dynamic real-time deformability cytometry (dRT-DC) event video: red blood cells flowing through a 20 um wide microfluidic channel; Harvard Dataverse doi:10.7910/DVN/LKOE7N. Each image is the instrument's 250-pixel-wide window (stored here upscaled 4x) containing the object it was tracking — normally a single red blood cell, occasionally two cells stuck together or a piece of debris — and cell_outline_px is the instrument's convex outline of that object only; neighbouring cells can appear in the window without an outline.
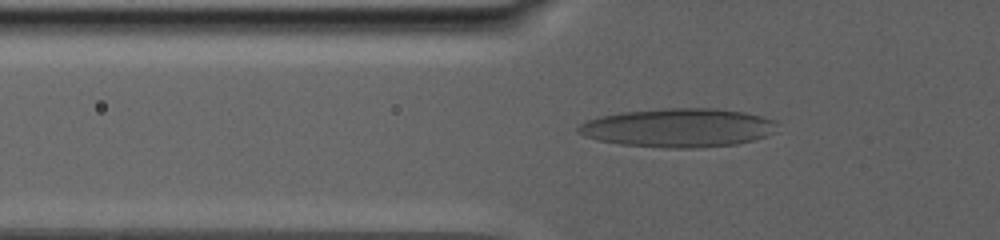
{"species": "human", "species_latin": "Homo sapiens", "temperature_condition": "warm", "stored_images_in_passage": 40, "camera_frame_rate_fps": 3000, "um_per_image_px": 0.085, "donor": {"sex": "male"}, "frame": {"image": 1, "passage_image": 19, "time_ms": 10.333, "image_size_px": [1000, 240], "cell_outline_px": [[780, 124], [776, 132], [752, 140], [736, 144], [696, 148], [668, 148], [620, 144], [600, 140], [584, 136], [576, 132], [576, 128], [584, 120], [600, 116], [620, 112], [660, 108], [712, 108], [744, 112], [764, 116], [776, 120]], "centroid_in_image_um": [57.67, 10.85], "position_along_channel_um": 68.1, "area_um2": 45.37}}
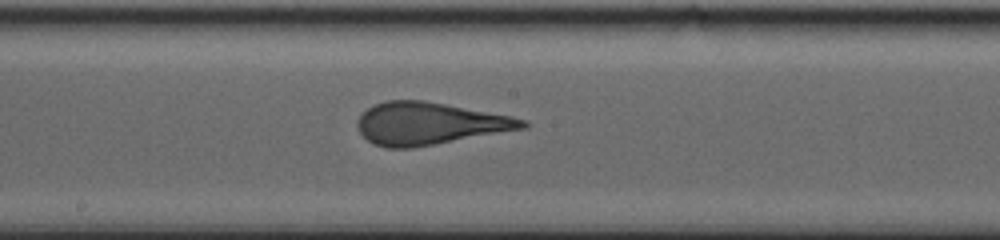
{"frame": {"image": 2, "passage_image": 28, "time_ms": 16.333, "image_size_px": [1000, 240], "cell_outline_px": [[528, 128], [412, 148], [388, 148], [372, 144], [360, 132], [356, 124], [356, 120], [368, 108], [376, 104], [388, 100], [424, 100], [512, 116], [528, 120]], "centroid_in_image_um": [36.52, 10.5], "position_along_channel_um": 211.7, "area_um2": 40.69}}
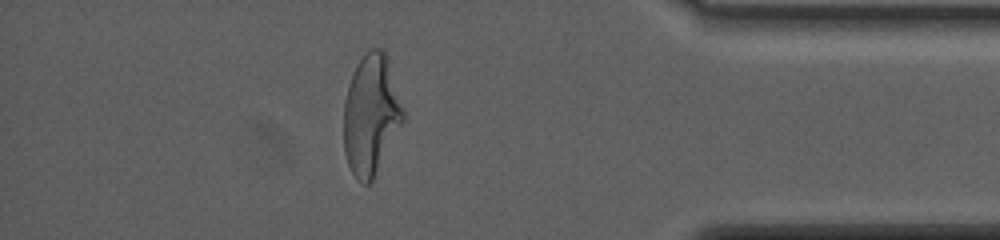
{"frame": {"image": 3, "passage_image": 37, "time_ms": 25.0, "image_size_px": [1000, 240], "cell_outline_px": [[404, 124], [372, 180], [368, 184], [364, 184], [352, 172], [348, 164], [344, 152], [344, 100], [348, 84], [364, 52], [372, 48], [380, 48], [384, 52], [388, 60], [404, 112]], "centroid_in_image_um": [31.54, 9.77], "position_along_channel_um": 403.7, "area_um2": 41.38}, "authors_computed_cell_mechanics": {"area_um2": 42.7431, "velocity_mm_per_s": 2.5046, "shape_relaxation_time_tau1_ms": 10.9524, "shape_relaxation_time_tau2_ms": 1.262, "deformation_change_tau1": 0.2852, "deformation_change_tau2": 0.101}}